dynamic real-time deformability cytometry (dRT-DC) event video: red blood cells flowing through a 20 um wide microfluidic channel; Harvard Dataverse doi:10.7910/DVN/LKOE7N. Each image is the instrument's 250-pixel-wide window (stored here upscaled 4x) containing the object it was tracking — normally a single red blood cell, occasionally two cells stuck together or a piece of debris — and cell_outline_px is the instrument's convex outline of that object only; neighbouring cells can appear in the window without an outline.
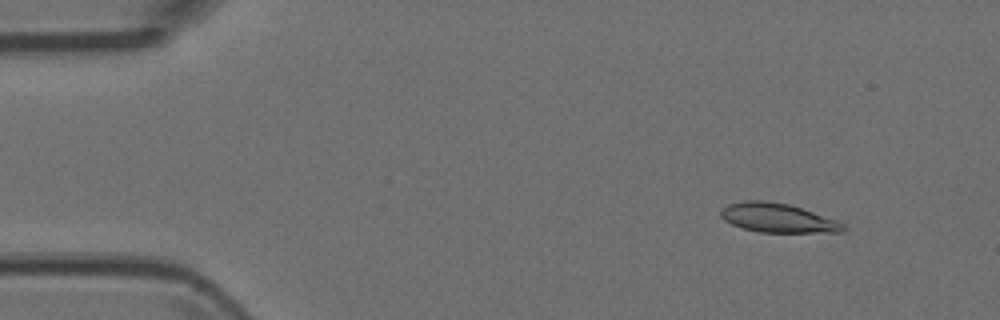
{"species": "Egyptian fruit bat (a non-hibernating species)", "species_latin": "Rousettus aegyptiacus", "temperature_condition": "room temperature", "stored_images_in_passage": 9, "camera_frame_rate_fps": 3000, "um_per_image_px": 0.085, "animal": {"sex": "female"}, "frame": {"image": 1, "passage_image": 1, "time_ms": 0.0, "image_size_px": [1000, 320], "cell_outline_px": [[844, 232], [760, 232], [744, 228], [732, 224], [724, 220], [720, 216], [720, 208], [728, 204], [744, 200], [764, 200], [788, 204], [836, 220], [844, 224]], "centroid_in_image_um": [66.05, 18.51], "position_along_channel_um": 19.0, "area_um2": 20.58}}
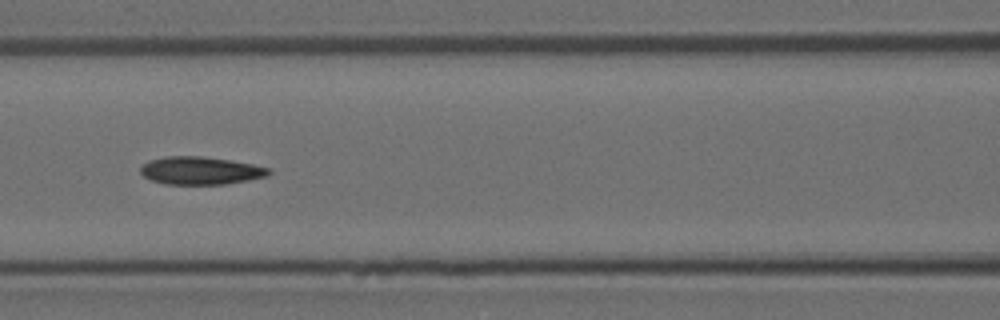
{"frame": {"image": 2, "passage_image": 6, "time_ms": 1.667, "image_size_px": [1000, 320], "cell_outline_px": [[272, 172], [268, 176], [248, 180], [224, 184], [164, 184], [152, 180], [144, 176], [140, 172], [140, 168], [148, 160], [164, 156], [200, 156], [228, 160], [252, 164], [268, 168]], "centroid_in_image_um": [17.02, 14.5], "position_along_channel_um": 149.6, "area_um2": 20.69}}
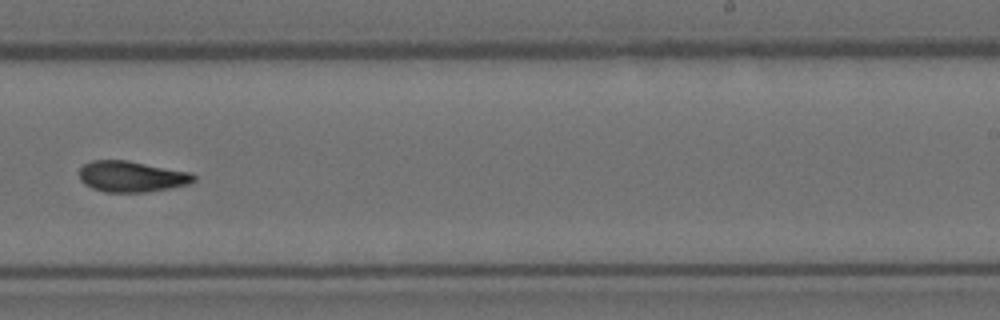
{"frame": {"image": 3, "passage_image": 9, "time_ms": 2.667, "image_size_px": [1000, 320], "cell_outline_px": [[196, 180], [188, 184], [172, 188], [148, 192], [104, 192], [92, 188], [84, 184], [80, 180], [80, 168], [84, 164], [92, 160], [128, 160], [192, 172], [196, 176]], "centroid_in_image_um": [11.21, 15.0], "position_along_channel_um": 277.8, "area_um2": 20.92}}